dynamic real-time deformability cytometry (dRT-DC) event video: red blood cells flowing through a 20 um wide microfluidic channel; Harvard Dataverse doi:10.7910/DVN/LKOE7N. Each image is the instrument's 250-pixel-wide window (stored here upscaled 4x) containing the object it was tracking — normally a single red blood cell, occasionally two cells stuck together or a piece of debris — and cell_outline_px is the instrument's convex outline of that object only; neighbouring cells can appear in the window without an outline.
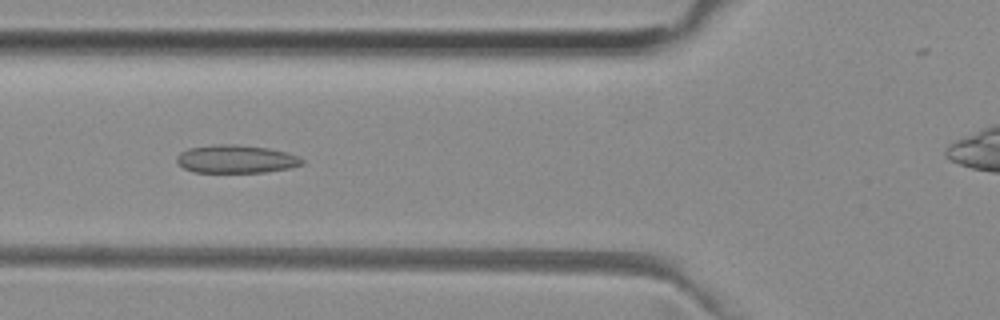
{"species": "common noctule bat (a hibernating species)", "species_latin": "Nyctalus noctula", "temperature_condition": "room temperature", "stored_images_in_passage": 46, "camera_frame_rate_fps": 3000, "um_per_image_px": 0.085, "animal": {"sex": "female", "body_mass_g": 29.2, "forearm_length_mm": 56.3}, "frame": {"image": 1, "passage_image": 19, "time_ms": 6.0, "image_size_px": [1000, 320], "cell_outline_px": [[304, 164], [292, 168], [264, 172], [192, 172], [184, 168], [176, 160], [176, 156], [180, 152], [188, 148], [220, 144], [236, 144], [268, 148], [284, 152], [296, 156], [304, 160]], "centroid_in_image_um": [20.06, 13.52], "position_along_channel_um": 105.7, "area_um2": 20.46}}
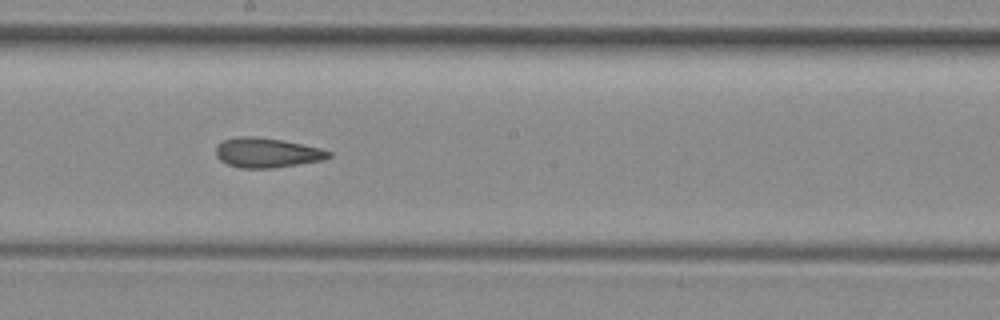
{"frame": {"image": 2, "passage_image": 28, "time_ms": 9.0, "image_size_px": [1000, 320], "cell_outline_px": [[332, 156], [320, 160], [272, 168], [240, 168], [228, 164], [220, 160], [216, 156], [216, 148], [224, 140], [236, 136], [252, 136], [280, 140], [320, 148], [332, 152]], "centroid_in_image_um": [22.66, 12.98], "position_along_channel_um": 225.5, "area_um2": 19.19}}
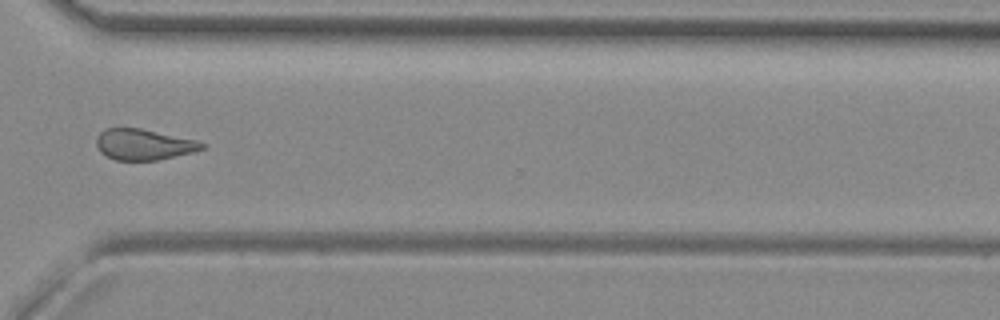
{"frame": {"image": 3, "passage_image": 38, "time_ms": 12.333, "image_size_px": [1000, 320], "cell_outline_px": [[208, 144], [204, 148], [192, 152], [156, 160], [116, 160], [100, 152], [96, 144], [96, 136], [104, 128], [140, 128], [196, 140]], "centroid_in_image_um": [12.2, 12.27], "position_along_channel_um": 358.4, "area_um2": 18.9}, "authors_computed_cell_mechanics": {"area_um2": 20.1144, "velocity_mm_per_s": 3.9865, "shape_relaxation_time_tau1_ms": null, "shape_relaxation_time_tau2_ms": 3.6433, "deformation_change_tau1": null, "deformation_change_tau2": 0.1093}}